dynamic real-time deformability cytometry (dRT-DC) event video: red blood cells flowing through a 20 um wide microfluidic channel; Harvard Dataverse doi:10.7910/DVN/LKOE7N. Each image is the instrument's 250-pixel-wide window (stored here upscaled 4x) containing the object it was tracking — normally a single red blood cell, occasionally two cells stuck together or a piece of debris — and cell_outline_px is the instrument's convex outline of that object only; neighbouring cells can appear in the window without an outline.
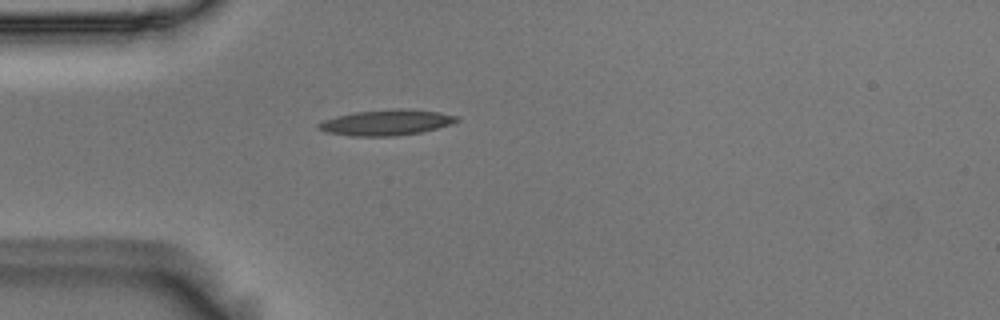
{"species": "Egyptian fruit bat (a non-hibernating species)", "species_latin": "Rousettus aegyptiacus", "temperature_condition": "room temperature", "stored_images_in_passage": 5, "camera_frame_rate_fps": 3000, "um_per_image_px": 0.085, "animal": {"sex": "male"}, "frame": {"image": 1, "passage_image": 1, "time_ms": 0.0, "image_size_px": [1000, 320], "cell_outline_px": [[460, 120], [452, 124], [424, 132], [396, 136], [352, 136], [324, 132], [316, 128], [316, 124], [324, 120], [336, 116], [356, 112], [396, 108], [404, 108], [440, 112], [460, 116]], "centroid_in_image_um": [32.87, 10.41], "position_along_channel_um": 52.1, "area_um2": 21.04}}